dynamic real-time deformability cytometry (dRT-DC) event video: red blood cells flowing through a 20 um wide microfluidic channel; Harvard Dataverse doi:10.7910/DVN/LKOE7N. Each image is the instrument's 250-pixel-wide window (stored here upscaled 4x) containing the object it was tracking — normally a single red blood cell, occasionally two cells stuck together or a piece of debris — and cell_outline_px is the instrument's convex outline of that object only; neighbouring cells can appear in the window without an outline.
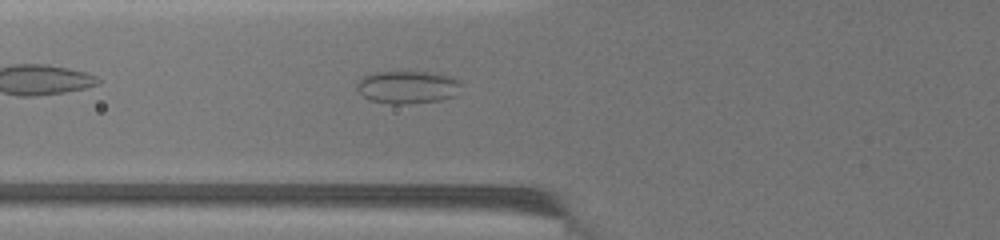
{"species": "common noctule bat (a hibernating species)", "species_latin": "Nyctalus noctula", "temperature_condition": "warm", "stored_images_in_passage": 47, "camera_frame_rate_fps": 3000, "um_per_image_px": 0.085, "animal": {"sex": "female", "body_mass_g": 19.5, "forearm_length_mm": 54.1}, "frame": {"image": 1, "passage_image": 6, "time_ms": 1.667, "image_size_px": [1000, 240], "cell_outline_px": [[460, 84], [456, 96], [440, 100], [408, 104], [388, 104], [368, 100], [356, 88], [356, 84], [364, 76], [372, 72], [440, 72], [452, 76], [460, 80]], "centroid_in_image_um": [34.66, 7.4], "position_along_channel_um": 91.1, "area_um2": 20.23}}
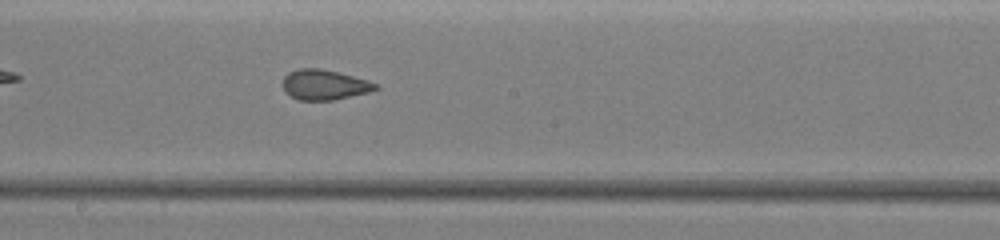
{"frame": {"image": 2, "passage_image": 19, "time_ms": 5.333, "image_size_px": [1000, 240], "cell_outline_px": [[380, 88], [368, 92], [332, 100], [300, 100], [292, 96], [284, 88], [284, 76], [288, 72], [300, 68], [320, 68], [368, 80], [376, 84]], "centroid_in_image_um": [27.58, 7.19], "position_along_channel_um": 220.6, "area_um2": 15.95}}
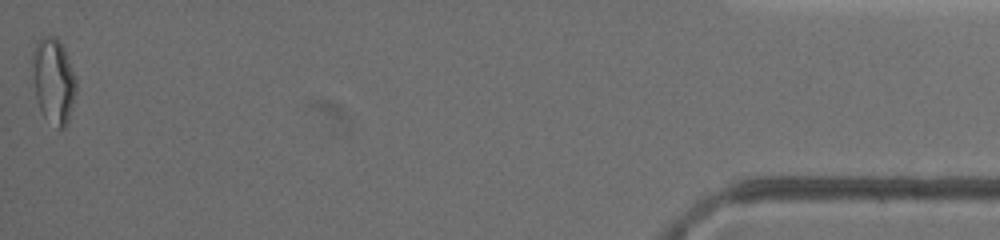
{"frame": {"image": 3, "passage_image": 47, "time_ms": 13.667, "image_size_px": [1000, 240], "cell_outline_px": [[76, 92], [72, 108], [68, 120], [64, 128], [56, 128], [44, 116], [40, 108], [36, 96], [32, 64], [32, 52], [36, 40], [44, 36], [52, 36], [64, 48], [76, 80]], "centroid_in_image_um": [4.54, 6.86], "position_along_channel_um": 430.7, "area_um2": 21.44}, "authors_computed_cell_mechanics": {"area_um2": 17.1088, "velocity_mm_per_s": 3.5208, "shape_relaxation_time_tau1_ms": null, "shape_relaxation_time_tau2_ms": 1.0212, "deformation_change_tau1": null, "deformation_change_tau2": 0.0785}}